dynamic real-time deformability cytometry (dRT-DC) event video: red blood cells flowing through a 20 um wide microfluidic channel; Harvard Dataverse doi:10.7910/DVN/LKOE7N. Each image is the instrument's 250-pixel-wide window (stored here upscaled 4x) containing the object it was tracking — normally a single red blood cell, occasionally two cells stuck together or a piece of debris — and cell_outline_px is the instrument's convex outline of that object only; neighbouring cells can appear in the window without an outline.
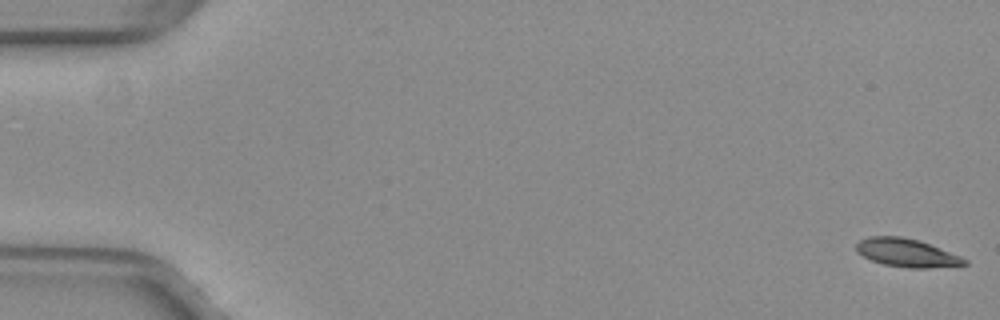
{"species": "common noctule bat (a hibernating species)", "species_latin": "Nyctalus noctula", "temperature_condition": "warm", "stored_images_in_passage": 4, "camera_frame_rate_fps": 3000, "um_per_image_px": 0.085, "animal": {"sex": "female", "body_mass_g": 29.2, "forearm_length_mm": 56.3}, "frame": {"image": 1, "passage_image": 1, "time_ms": 0.0, "image_size_px": [1000, 320], "cell_outline_px": [[968, 264], [956, 268], [908, 268], [884, 264], [872, 260], [856, 252], [856, 244], [860, 240], [868, 236], [900, 236], [920, 240], [960, 256], [968, 260]], "centroid_in_image_um": [77.14, 21.51], "position_along_channel_um": 7.9, "area_um2": 18.15}}